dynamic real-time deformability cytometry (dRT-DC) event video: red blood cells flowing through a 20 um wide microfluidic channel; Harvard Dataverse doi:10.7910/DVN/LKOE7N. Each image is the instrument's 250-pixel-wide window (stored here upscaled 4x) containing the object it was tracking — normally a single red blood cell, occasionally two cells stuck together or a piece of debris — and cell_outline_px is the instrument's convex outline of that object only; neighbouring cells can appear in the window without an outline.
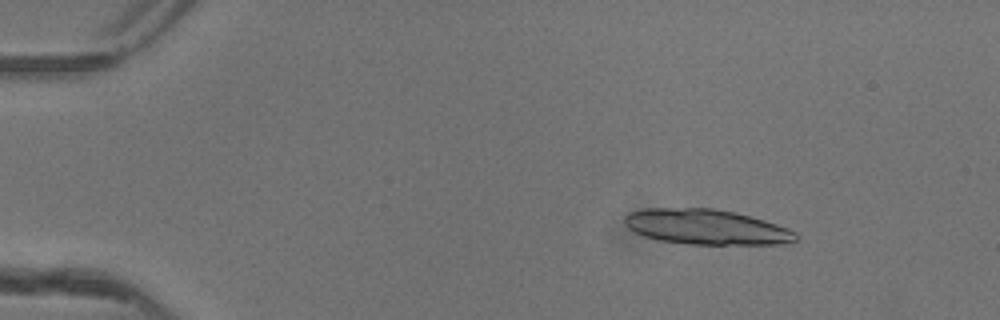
{"species": "common noctule bat (a hibernating species)", "species_latin": "Nyctalus noctula", "temperature_condition": "warm", "stored_images_in_passage": 39, "camera_frame_rate_fps": 3000, "um_per_image_px": 0.085, "animal": {"sex": "female"}, "frame": {"image": 1, "passage_image": 8, "time_ms": 2.333, "image_size_px": [1000, 320], "cell_outline_px": [[800, 240], [780, 244], [688, 244], [660, 240], [644, 236], [628, 228], [624, 224], [624, 216], [628, 212], [644, 208], [712, 208], [736, 212], [764, 220], [788, 228], [796, 232]], "centroid_in_image_um": [60.03, 19.28], "position_along_channel_um": 25.0, "area_um2": 35.26}}
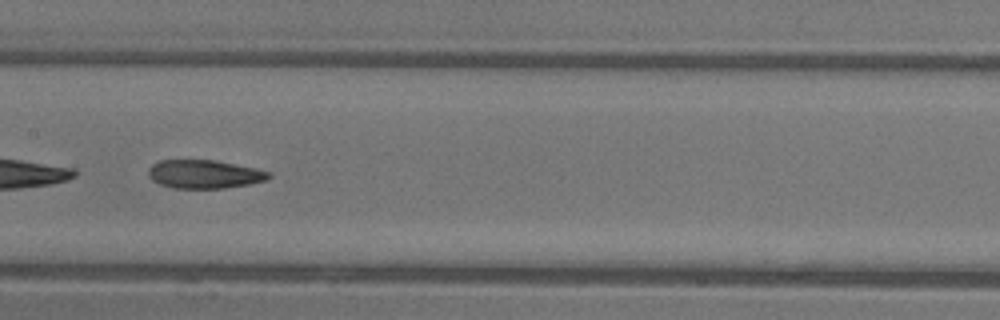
{"frame": {"image": 2, "passage_image": 27, "time_ms": 8.667, "image_size_px": [1000, 320], "cell_outline_px": [[272, 176], [268, 180], [248, 184], [224, 188], [172, 188], [160, 184], [152, 180], [148, 176], [148, 168], [152, 164], [160, 160], [212, 160], [256, 168], [272, 172]], "centroid_in_image_um": [17.37, 14.8], "position_along_channel_um": 190.0, "area_um2": 20.06}}
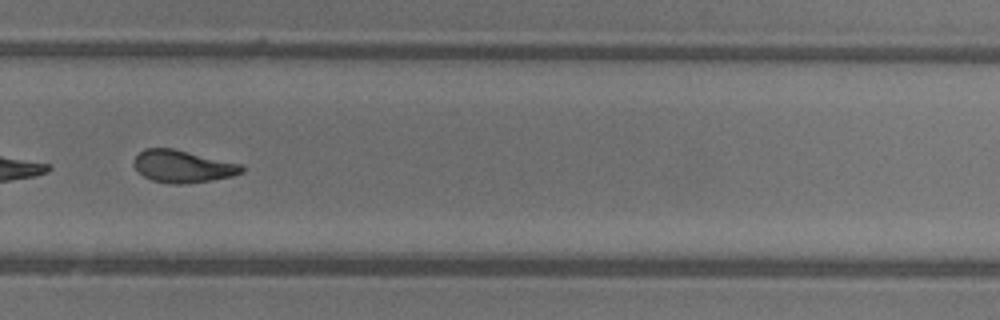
{"frame": {"image": 3, "passage_image": 36, "time_ms": 11.667, "image_size_px": [1000, 320], "cell_outline_px": [[244, 172], [232, 176], [212, 180], [184, 184], [172, 184], [152, 180], [144, 176], [132, 164], [136, 156], [144, 148], [172, 148], [240, 164], [244, 168]], "centroid_in_image_um": [15.52, 14.15], "position_along_channel_um": 314.3, "area_um2": 20.11}}